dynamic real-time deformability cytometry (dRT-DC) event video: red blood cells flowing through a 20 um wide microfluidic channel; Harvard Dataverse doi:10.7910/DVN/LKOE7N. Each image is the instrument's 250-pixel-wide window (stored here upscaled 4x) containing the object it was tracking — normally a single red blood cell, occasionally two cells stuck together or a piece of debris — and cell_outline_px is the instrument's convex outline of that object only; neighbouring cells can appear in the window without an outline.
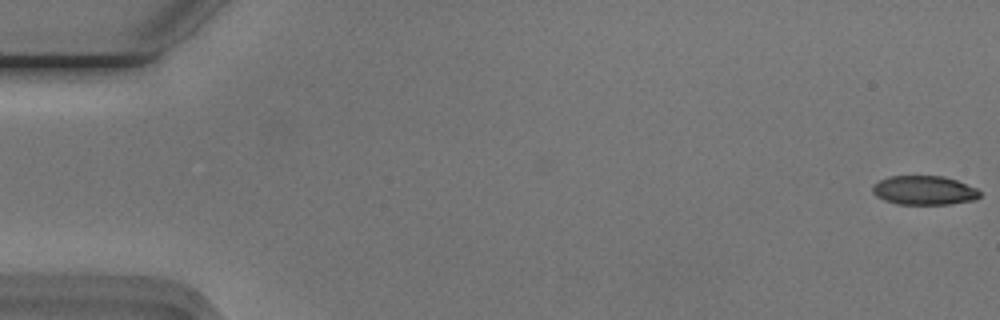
{"species": "Egyptian fruit bat (a non-hibernating species)", "species_latin": "Rousettus aegyptiacus", "temperature_condition": "cold", "stored_images_in_passage": 17, "camera_frame_rate_fps": 3000, "um_per_image_px": 0.085, "animal": {"sex": "male"}, "frame": {"image": 1, "passage_image": 1, "time_ms": 0.0, "image_size_px": [1000, 320], "cell_outline_px": [[980, 196], [976, 200], [948, 204], [896, 204], [884, 200], [876, 196], [872, 192], [872, 184], [888, 176], [944, 176], [956, 180], [976, 188], [980, 192]], "centroid_in_image_um": [78.53, 16.18], "position_along_channel_um": 6.5, "area_um2": 18.26}}
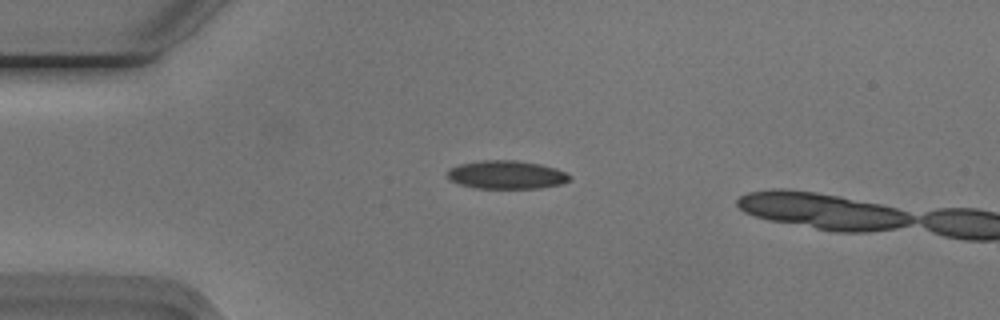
{"frame": {"image": 2, "passage_image": 14, "time_ms": 4.333, "image_size_px": [1000, 320], "cell_outline_px": [[572, 180], [560, 184], [540, 188], [476, 188], [460, 184], [448, 180], [444, 176], [448, 168], [460, 164], [476, 160], [516, 160], [540, 164], [556, 168], [572, 176]], "centroid_in_image_um": [43.0, 14.85], "position_along_channel_um": 42.0, "area_um2": 20.52}}